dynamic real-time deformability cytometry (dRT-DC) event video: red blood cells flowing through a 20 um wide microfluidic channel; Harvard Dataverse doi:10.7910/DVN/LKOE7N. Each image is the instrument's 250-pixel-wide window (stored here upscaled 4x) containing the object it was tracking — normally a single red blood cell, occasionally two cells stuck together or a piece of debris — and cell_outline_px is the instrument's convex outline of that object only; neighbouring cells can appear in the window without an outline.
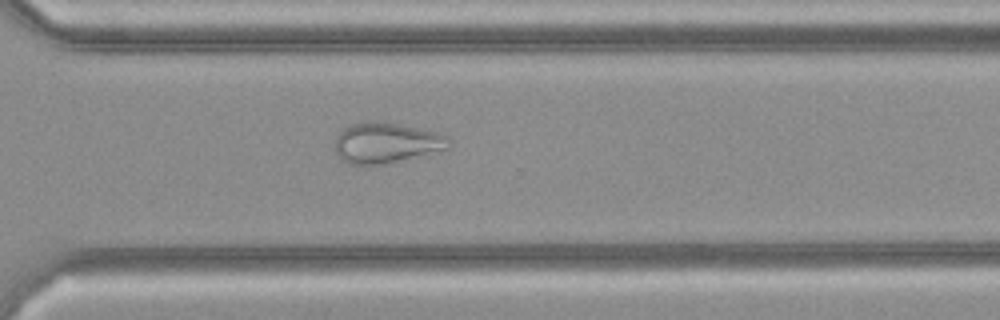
{"species": "common noctule bat (a hibernating species)", "species_latin": "Nyctalus noctula", "temperature_condition": "cold", "stored_images_in_passage": 37, "camera_frame_rate_fps": 3000, "um_per_image_px": 0.085, "animal": {"sex": "female", "body_mass_g": 21.9}, "frame": {"image": 1, "passage_image": 27, "time_ms": 8.667, "image_size_px": [1000, 320], "cell_outline_px": [[448, 148], [388, 164], [348, 164], [340, 160], [336, 152], [336, 136], [344, 128], [352, 124], [372, 120], [384, 120], [440, 132], [448, 140]], "centroid_in_image_um": [32.8, 12.12], "position_along_channel_um": 337.8, "area_um2": 27.11}}